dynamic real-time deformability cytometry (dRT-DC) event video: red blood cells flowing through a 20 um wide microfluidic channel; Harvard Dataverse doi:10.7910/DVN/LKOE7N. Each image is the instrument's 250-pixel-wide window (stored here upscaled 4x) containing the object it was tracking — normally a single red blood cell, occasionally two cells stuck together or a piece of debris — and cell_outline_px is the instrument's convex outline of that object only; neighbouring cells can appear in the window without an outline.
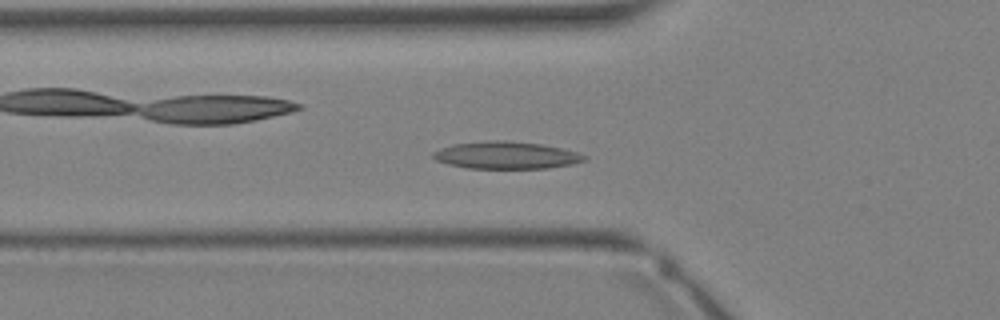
{"species": "Egyptian fruit bat (a non-hibernating species)", "species_latin": "Rousettus aegyptiacus", "temperature_condition": "warm", "stored_images_in_passage": 26, "camera_frame_rate_fps": 3000, "um_per_image_px": 0.085, "animal": {"sex": "female"}, "frame": {"image": 1, "passage_image": 6, "time_ms": 1.667, "image_size_px": [1000, 320], "cell_outline_px": [[588, 160], [572, 164], [548, 168], [468, 168], [448, 164], [436, 160], [432, 156], [432, 152], [440, 148], [452, 144], [488, 140], [508, 140], [540, 144], [560, 148], [576, 152], [588, 156]], "centroid_in_image_um": [43.02, 13.19], "position_along_channel_um": 82.8, "area_um2": 24.1}}
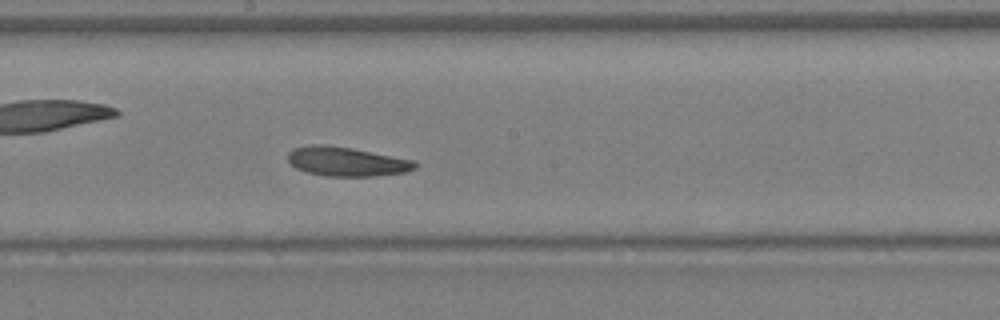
{"frame": {"image": 2, "passage_image": 13, "time_ms": 4.0, "image_size_px": [1000, 320], "cell_outline_px": [[416, 168], [404, 172], [372, 176], [328, 176], [308, 172], [296, 168], [288, 160], [288, 152], [292, 148], [308, 144], [324, 144], [352, 148], [416, 160]], "centroid_in_image_um": [29.45, 13.71], "position_along_channel_um": 218.8, "area_um2": 21.68}}
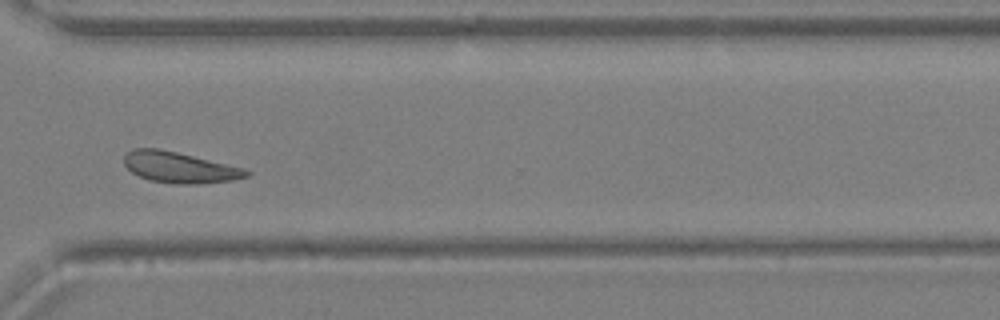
{"frame": {"image": 3, "passage_image": 20, "time_ms": 6.333, "image_size_px": [1000, 320], "cell_outline_px": [[252, 172], [248, 176], [236, 180], [196, 184], [180, 184], [148, 180], [132, 172], [124, 164], [124, 156], [132, 148], [160, 148], [244, 168]], "centroid_in_image_um": [15.27, 14.23], "position_along_channel_um": 355.3, "area_um2": 22.02}}